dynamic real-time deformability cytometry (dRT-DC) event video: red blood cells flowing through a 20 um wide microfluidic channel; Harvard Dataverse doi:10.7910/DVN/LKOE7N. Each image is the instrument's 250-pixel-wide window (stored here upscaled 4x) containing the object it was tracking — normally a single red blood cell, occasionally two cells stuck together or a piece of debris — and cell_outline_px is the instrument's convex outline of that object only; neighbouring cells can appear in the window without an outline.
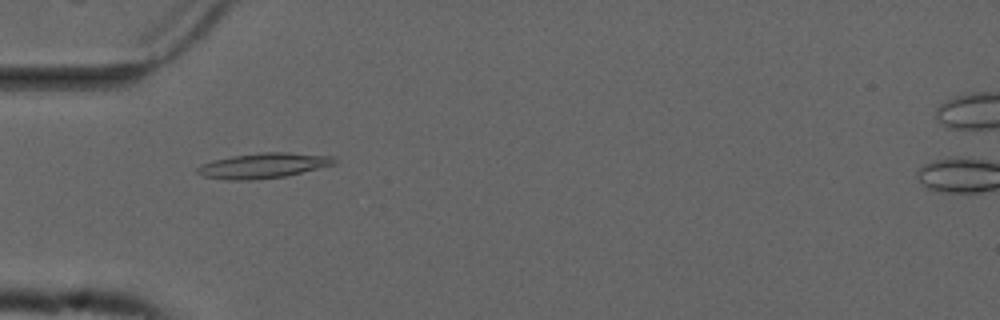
{"species": "common noctule bat (a hibernating species)", "species_latin": "Nyctalus noctula", "temperature_condition": "cold", "stored_images_in_passage": 55, "camera_frame_rate_fps": 3000, "um_per_image_px": 0.085, "animal": {"sex": "male", "forearm_length_mm": 52.5}, "frame": {"image": 1, "passage_image": 17, "time_ms": 5.333, "image_size_px": [1000, 320], "cell_outline_px": [[336, 164], [284, 176], [252, 180], [228, 180], [204, 176], [196, 172], [196, 168], [200, 164], [212, 160], [232, 156], [260, 152], [288, 152], [332, 156], [336, 160]], "centroid_in_image_um": [22.35, 14.07], "position_along_channel_um": 62.7, "area_um2": 20.06}}
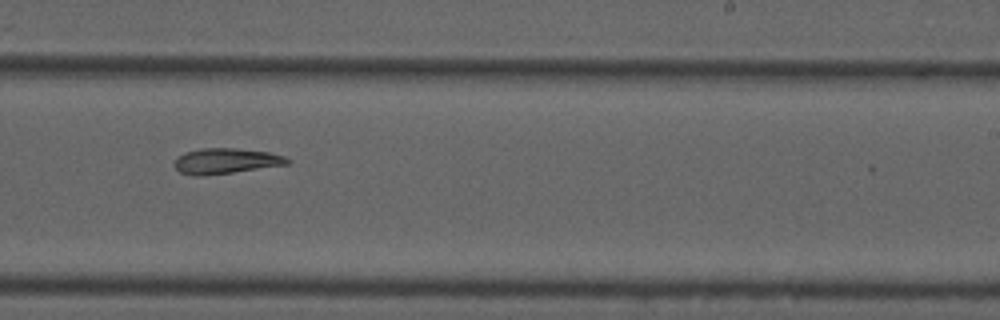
{"frame": {"image": 2, "passage_image": 34, "time_ms": 11.0, "image_size_px": [1000, 320], "cell_outline_px": [[292, 160], [288, 164], [204, 176], [192, 176], [180, 172], [172, 164], [184, 152], [200, 148], [236, 148], [268, 152], [284, 156]], "centroid_in_image_um": [19.17, 13.68], "position_along_channel_um": 269.8, "area_um2": 16.76}}
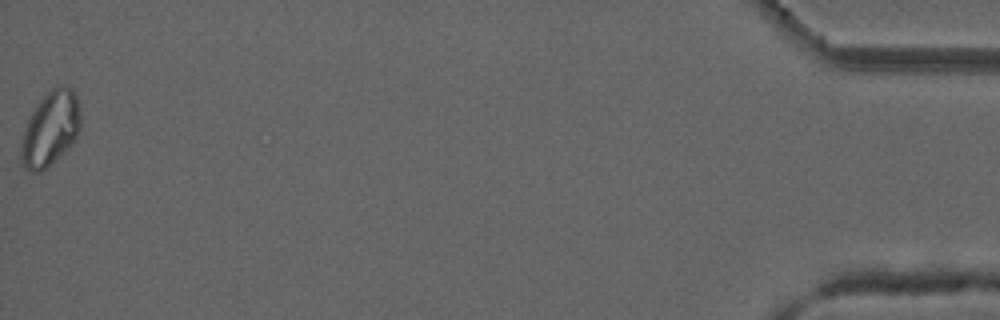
{"frame": {"image": 3, "passage_image": 55, "time_ms": 18.0, "image_size_px": [1000, 320], "cell_outline_px": [[80, 132], [40, 172], [32, 172], [24, 168], [20, 160], [20, 152], [24, 132], [28, 120], [36, 104], [52, 88], [64, 84], [68, 84], [76, 92], [80, 112]], "centroid_in_image_um": [4.28, 10.86], "position_along_channel_um": 430.9, "area_um2": 25.2}}